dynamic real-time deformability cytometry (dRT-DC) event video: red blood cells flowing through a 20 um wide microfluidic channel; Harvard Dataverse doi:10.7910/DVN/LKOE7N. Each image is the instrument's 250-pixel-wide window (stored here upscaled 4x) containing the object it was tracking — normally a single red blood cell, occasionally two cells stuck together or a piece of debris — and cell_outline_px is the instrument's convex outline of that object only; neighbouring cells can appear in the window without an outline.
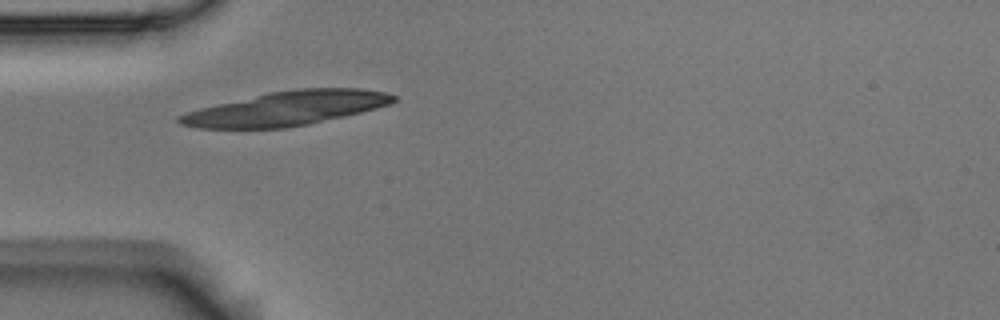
{"species": "Egyptian fruit bat (a non-hibernating species)", "species_latin": "Rousettus aegyptiacus", "temperature_condition": "room temperature", "stored_images_in_passage": 1, "camera_frame_rate_fps": 3000, "um_per_image_px": 0.085, "animal": {"sex": "male"}, "frame": {"image": 1, "passage_image": 1, "time_ms": 0.0, "image_size_px": [1000, 320], "cell_outline_px": [[392, 100], [380, 104], [348, 112], [324, 112], [292, 92], [368, 92], [392, 96]], "centroid_in_image_um": [29.18, 8.54], "position_along_channel_um": 55.8, "area_um2": 10.0}}